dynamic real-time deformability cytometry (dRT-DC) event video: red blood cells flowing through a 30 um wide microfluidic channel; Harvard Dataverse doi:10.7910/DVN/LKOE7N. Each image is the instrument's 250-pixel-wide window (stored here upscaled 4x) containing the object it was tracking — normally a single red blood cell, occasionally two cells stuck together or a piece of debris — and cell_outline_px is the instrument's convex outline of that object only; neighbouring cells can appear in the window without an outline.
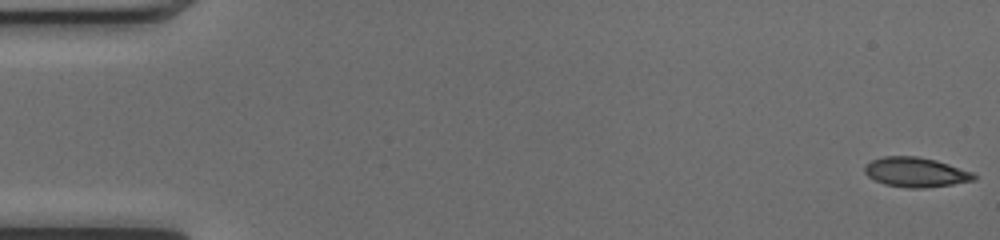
{"species": "common noctule bat (a hibernating species)", "species_latin": "Nyctalus noctula", "temperature_condition": "cold", "stored_images_in_passage": 51, "camera_frame_rate_fps": 3000, "um_per_image_px": 0.085, "animal": {"sex": "female", "body_mass_g": 17.0, "forearm_length_mm": 48.0}, "frame": {"image": 1, "passage_image": 1, "time_ms": 0.0, "image_size_px": [1000, 240], "cell_outline_px": [[976, 180], [952, 184], [924, 188], [908, 188], [884, 184], [868, 176], [864, 172], [864, 164], [872, 160], [884, 156], [916, 156], [936, 160], [972, 172], [976, 176]], "centroid_in_image_um": [77.81, 14.63], "position_along_channel_um": 7.2, "area_um2": 18.84}}
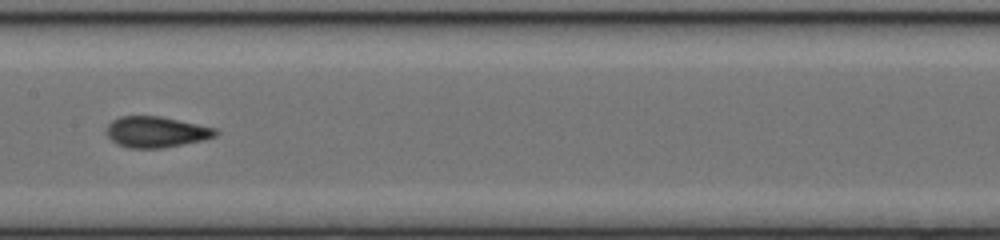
{"frame": {"image": 2, "passage_image": 26, "time_ms": 8.333, "image_size_px": [1000, 240], "cell_outline_px": [[220, 132], [216, 136], [204, 140], [160, 148], [128, 148], [116, 144], [104, 132], [108, 124], [112, 120], [120, 116], [160, 116], [216, 128]], "centroid_in_image_um": [13.25, 11.21], "position_along_channel_um": 194.1, "area_um2": 19.77}}
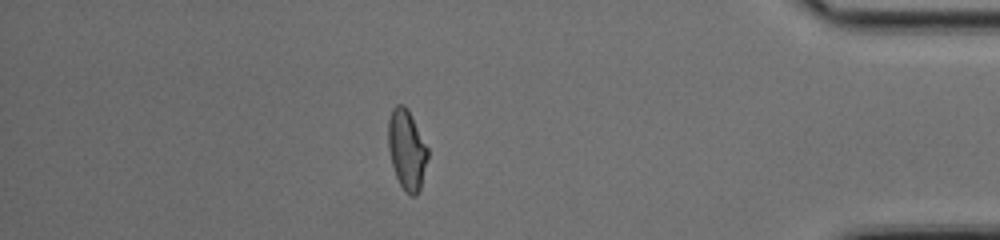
{"frame": {"image": 3, "passage_image": 44, "time_ms": 14.333, "image_size_px": [1000, 240], "cell_outline_px": [[428, 156], [420, 192], [416, 196], [412, 196], [400, 184], [396, 176], [392, 164], [388, 148], [388, 120], [392, 108], [396, 104], [404, 104], [408, 108], [428, 148]], "centroid_in_image_um": [34.58, 12.69], "position_along_channel_um": 400.6, "area_um2": 18.5}, "authors_computed_cell_mechanics": {"area_um2": 19.0162, "velocity_mm_per_s": 4.1114, "shape_relaxation_time_tau1_ms": 7.9291, "shape_relaxation_time_tau2_ms": 1.0187, "deformation_change_tau1": 0.2057, "deformation_change_tau2": 0.0653}}